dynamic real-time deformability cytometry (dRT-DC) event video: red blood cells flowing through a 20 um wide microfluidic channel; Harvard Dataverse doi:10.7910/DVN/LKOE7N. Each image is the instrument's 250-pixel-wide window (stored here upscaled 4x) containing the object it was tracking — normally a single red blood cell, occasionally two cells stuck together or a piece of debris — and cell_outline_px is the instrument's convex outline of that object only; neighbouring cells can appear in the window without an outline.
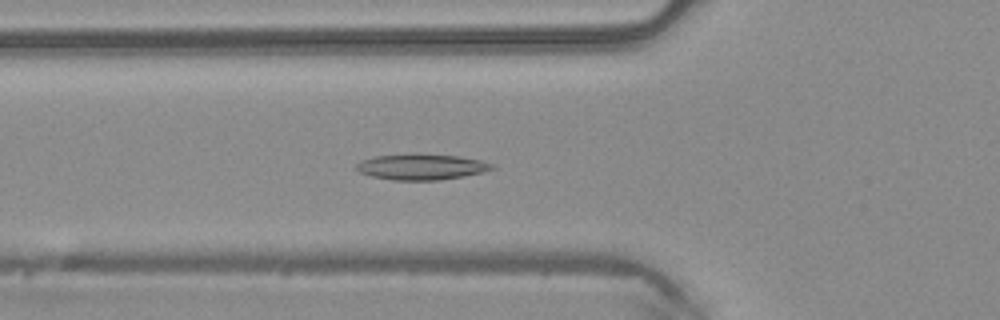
{"species": "common noctule bat (a hibernating species)", "species_latin": "Nyctalus noctula", "temperature_condition": "warm", "stored_images_in_passage": 49, "camera_frame_rate_fps": 3000, "um_per_image_px": 0.085, "animal": {"sex": "male", "body_mass_g": 20.4}, "frame": {"image": 1, "passage_image": 18, "time_ms": 5.667, "image_size_px": [1000, 320], "cell_outline_px": [[496, 168], [484, 172], [464, 176], [436, 180], [392, 180], [372, 176], [360, 172], [356, 168], [356, 164], [360, 160], [376, 156], [412, 152], [416, 152], [460, 156], [480, 160], [496, 164]], "centroid_in_image_um": [35.85, 14.15], "position_along_channel_um": 89.9, "area_um2": 20.92}}
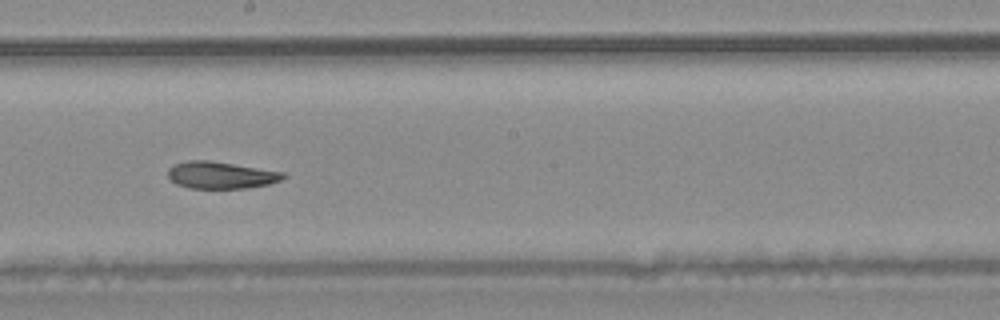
{"frame": {"image": 2, "passage_image": 28, "time_ms": 9.0, "image_size_px": [1000, 320], "cell_outline_px": [[288, 176], [280, 180], [268, 184], [248, 188], [188, 188], [176, 184], [168, 176], [168, 168], [172, 164], [188, 160], [208, 160], [284, 172]], "centroid_in_image_um": [18.75, 14.88], "position_along_channel_um": 229.5, "area_um2": 18.15}}
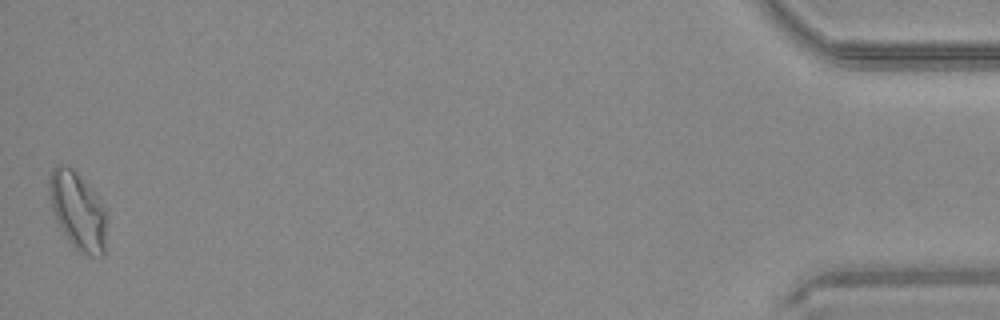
{"frame": {"image": 3, "passage_image": 49, "time_ms": 16.0, "image_size_px": [1000, 320], "cell_outline_px": [[108, 220], [104, 256], [92, 256], [80, 252], [72, 244], [60, 228], [52, 208], [48, 188], [48, 180], [52, 168], [56, 164], [68, 164], [76, 172], [96, 196], [108, 212]], "centroid_in_image_um": [6.63, 17.92], "position_along_channel_um": 428.6, "area_um2": 26.18}, "authors_computed_cell_mechanics": {"area_um2": 19.7098, "velocity_mm_per_s": 4.1647, "shape_relaxation_time_tau1_ms": null, "shape_relaxation_time_tau2_ms": 6.6543, "deformation_change_tau1": null, "deformation_change_tau2": 0.1416}}